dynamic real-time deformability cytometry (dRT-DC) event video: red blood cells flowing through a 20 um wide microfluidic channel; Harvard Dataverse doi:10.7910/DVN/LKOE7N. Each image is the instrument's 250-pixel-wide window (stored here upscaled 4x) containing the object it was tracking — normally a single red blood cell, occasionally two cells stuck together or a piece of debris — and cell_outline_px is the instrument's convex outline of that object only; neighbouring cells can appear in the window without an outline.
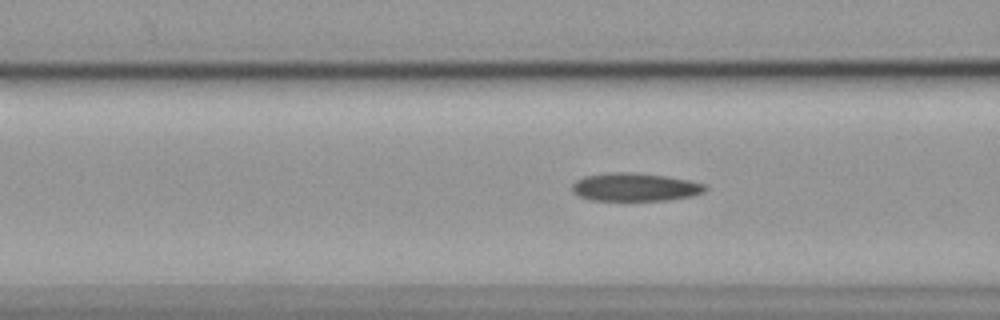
{"species": "common noctule bat (a hibernating species)", "species_latin": "Nyctalus noctula", "temperature_condition": "cold", "stored_images_in_passage": 56, "camera_frame_rate_fps": 3000, "um_per_image_px": 0.085, "animal": {"sex": "female", "body_mass_g": 19.9}, "frame": {"image": 1, "passage_image": 21, "time_ms": 6.667, "image_size_px": [1000, 320], "cell_outline_px": [[708, 188], [704, 192], [692, 196], [668, 200], [588, 200], [572, 192], [572, 184], [576, 180], [584, 176], [612, 172], [636, 172], [664, 176], [688, 180], [704, 184]], "centroid_in_image_um": [53.96, 15.9], "position_along_channel_um": 112.6, "area_um2": 21.85}}
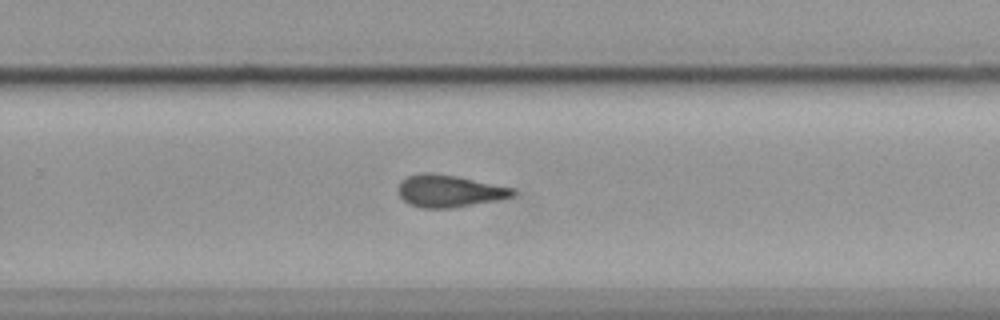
{"frame": {"image": 2, "passage_image": 36, "time_ms": 11.667, "image_size_px": [1000, 320], "cell_outline_px": [[516, 192], [512, 196], [496, 200], [452, 208], [420, 208], [408, 204], [400, 196], [396, 188], [400, 180], [408, 176], [420, 172], [432, 172], [456, 176], [512, 188]], "centroid_in_image_um": [38.09, 16.23], "position_along_channel_um": 291.7, "area_um2": 21.5}}
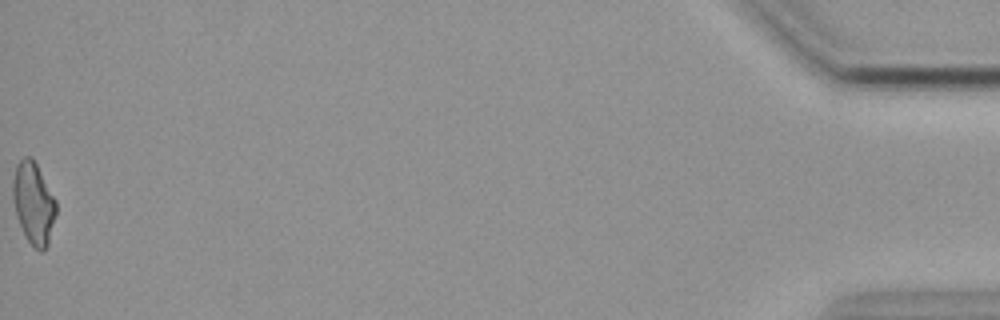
{"frame": {"image": 3, "passage_image": 56, "time_ms": 18.333, "image_size_px": [1000, 320], "cell_outline_px": [[56, 216], [48, 244], [44, 252], [40, 252], [28, 240], [16, 216], [12, 196], [12, 180], [16, 164], [24, 156], [28, 156], [36, 164], [56, 200]], "centroid_in_image_um": [2.84, 17.27], "position_along_channel_um": 432.4, "area_um2": 20.52}, "authors_computed_cell_mechanics": {"area_um2": 21.4438, "velocity_mm_per_s": 3.5896, "shape_relaxation_time_tau1_ms": 8.8614, "shape_relaxation_time_tau2_ms": 3.5451, "deformation_change_tau1": 0.1865, "deformation_change_tau2": 0.1066}}